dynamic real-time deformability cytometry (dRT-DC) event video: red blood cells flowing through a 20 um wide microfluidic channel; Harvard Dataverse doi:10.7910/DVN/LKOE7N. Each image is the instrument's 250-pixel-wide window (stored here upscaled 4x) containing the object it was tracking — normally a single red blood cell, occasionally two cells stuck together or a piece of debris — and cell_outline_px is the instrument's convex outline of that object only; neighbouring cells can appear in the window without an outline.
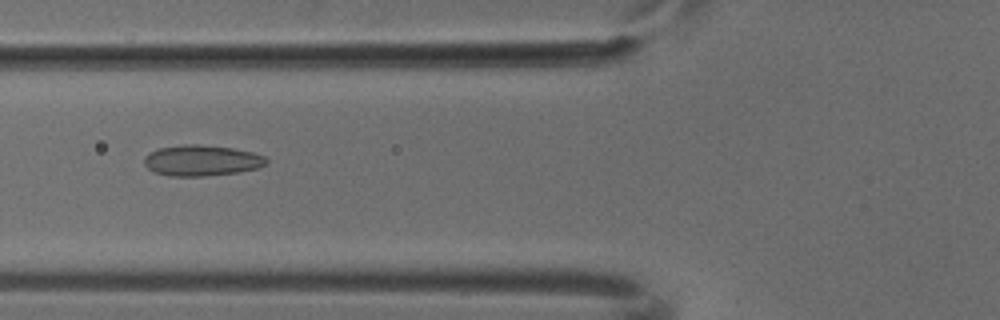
{"species": "common noctule bat (a hibernating species)", "species_latin": "Nyctalus noctula", "temperature_condition": "cold", "stored_images_in_passage": 6, "camera_frame_rate_fps": 3000, "um_per_image_px": 0.085, "animal": {"sex": "male", "body_mass_g": 18.8}, "frame": {"image": 1, "passage_image": 6, "time_ms": 1.667, "image_size_px": [1000, 320], "cell_outline_px": [[268, 160], [264, 164], [256, 168], [236, 172], [204, 176], [168, 176], [152, 172], [144, 164], [144, 156], [148, 152], [160, 148], [184, 144], [200, 144], [232, 148], [252, 152], [264, 156]], "centroid_in_image_um": [17.07, 13.64], "position_along_channel_um": 108.7, "area_um2": 21.91}}